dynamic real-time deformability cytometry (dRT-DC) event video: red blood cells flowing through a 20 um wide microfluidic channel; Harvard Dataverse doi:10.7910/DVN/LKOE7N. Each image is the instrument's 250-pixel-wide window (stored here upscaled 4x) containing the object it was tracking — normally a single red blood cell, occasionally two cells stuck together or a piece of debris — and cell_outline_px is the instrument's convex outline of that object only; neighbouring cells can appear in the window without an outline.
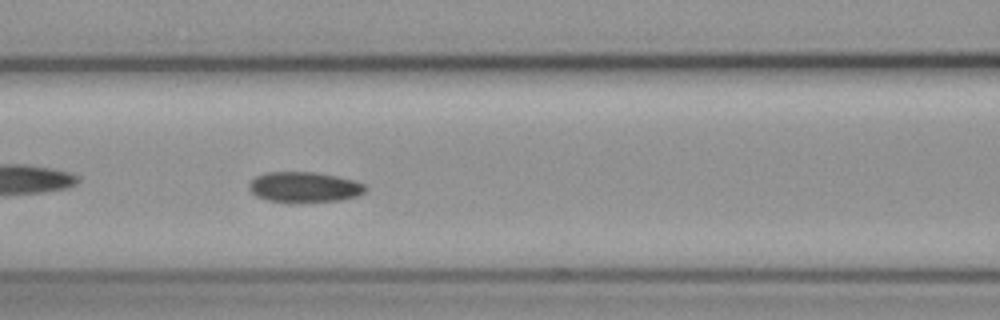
{"species": "common noctule bat (a hibernating species)", "species_latin": "Nyctalus noctula", "temperature_condition": "cold", "stored_images_in_passage": 32, "camera_frame_rate_fps": 3000, "um_per_image_px": 0.085, "animal": {"sex": "female", "body_mass_g": 19.3, "forearm_length_mm": 54.1}, "frame": {"image": 1, "passage_image": 9, "time_ms": 2.667, "image_size_px": [1000, 320], "cell_outline_px": [[368, 188], [364, 192], [356, 196], [340, 200], [300, 204], [292, 204], [268, 200], [256, 196], [248, 188], [248, 184], [256, 176], [268, 172], [312, 172], [336, 176], [356, 180], [364, 184]], "centroid_in_image_um": [25.86, 15.93], "position_along_channel_um": 140.7, "area_um2": 21.1}}
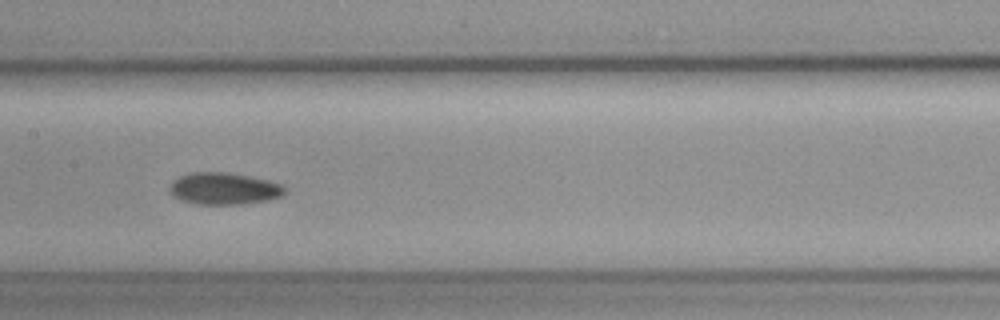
{"frame": {"image": 2, "passage_image": 13, "time_ms": 4.0, "image_size_px": [1000, 320], "cell_outline_px": [[284, 192], [280, 196], [268, 200], [244, 204], [196, 204], [180, 200], [172, 196], [168, 192], [168, 188], [180, 176], [192, 172], [224, 172], [248, 176], [268, 180], [280, 184], [284, 188]], "centroid_in_image_um": [18.99, 16.04], "position_along_channel_um": 188.4, "area_um2": 21.27}, "authors_computed_cell_mechanics": {"area_um2": 20.7502, "velocity_mm_per_s": 3.5792, "shape_relaxation_time_tau1_ms": 6.9671, "shape_relaxation_time_tau2_ms": 8.9875, "deformation_change_tau1": 0.1062, "deformation_change_tau2": 0.1217}}